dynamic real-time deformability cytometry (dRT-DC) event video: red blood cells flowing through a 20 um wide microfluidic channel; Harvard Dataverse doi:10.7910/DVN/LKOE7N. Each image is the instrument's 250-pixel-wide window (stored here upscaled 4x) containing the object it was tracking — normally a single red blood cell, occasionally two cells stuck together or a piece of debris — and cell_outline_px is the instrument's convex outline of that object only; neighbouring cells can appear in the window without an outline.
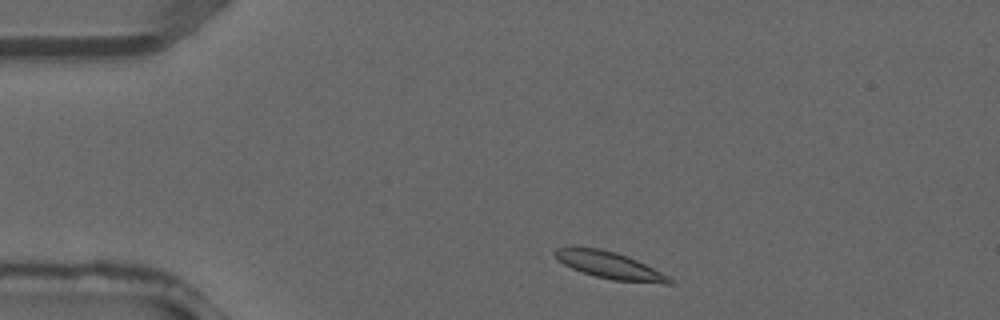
{"species": "common noctule bat (a hibernating species)", "species_latin": "Nyctalus noctula", "temperature_condition": "warm", "stored_images_in_passage": 33, "camera_frame_rate_fps": 3000, "um_per_image_px": 0.085, "animal": {"sex": "male", "forearm_length_mm": 52.5}, "frame": {"image": 1, "passage_image": 2, "time_ms": 0.333, "image_size_px": [1000, 320], "cell_outline_px": [[676, 280], [672, 284], [664, 284], [612, 280], [580, 272], [556, 260], [552, 252], [556, 248], [600, 248], [616, 252], [628, 256]], "centroid_in_image_um": [51.82, 22.57], "position_along_channel_um": 33.2, "area_um2": 17.92}}
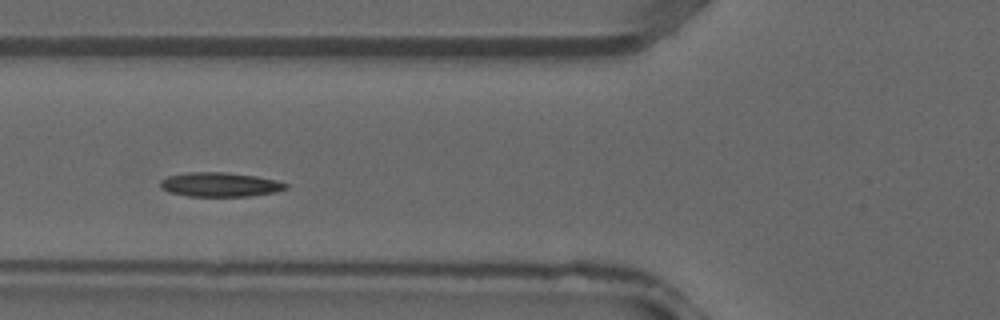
{"frame": {"image": 2, "passage_image": 9, "time_ms": 2.667, "image_size_px": [1000, 320], "cell_outline_px": [[288, 188], [276, 192], [248, 196], [188, 196], [168, 192], [160, 188], [160, 180], [168, 176], [188, 172], [228, 172], [256, 176], [276, 180], [288, 184]], "centroid_in_image_um": [18.69, 15.68], "position_along_channel_um": 107.1, "area_um2": 17.86}}
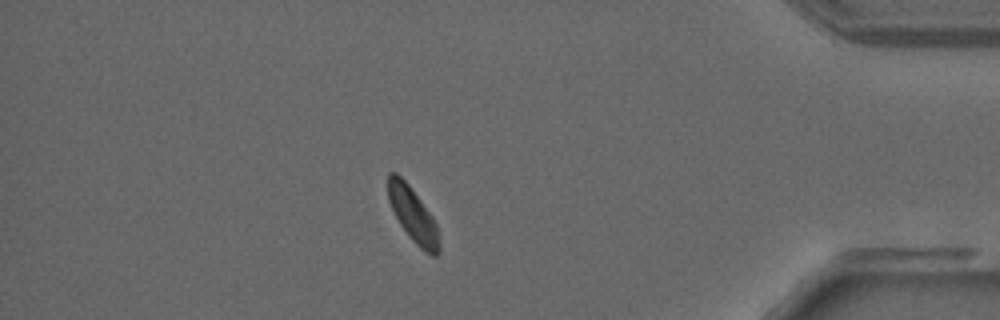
{"frame": {"image": 3, "passage_image": 28, "time_ms": 9.0, "image_size_px": [1000, 320], "cell_outline_px": [[440, 252], [436, 256], [432, 256], [420, 248], [412, 240], [400, 224], [388, 200], [388, 172], [396, 172], [408, 184], [432, 216], [436, 224], [440, 240]], "centroid_in_image_um": [35.11, 18.28], "position_along_channel_um": 400.1, "area_um2": 16.07}}